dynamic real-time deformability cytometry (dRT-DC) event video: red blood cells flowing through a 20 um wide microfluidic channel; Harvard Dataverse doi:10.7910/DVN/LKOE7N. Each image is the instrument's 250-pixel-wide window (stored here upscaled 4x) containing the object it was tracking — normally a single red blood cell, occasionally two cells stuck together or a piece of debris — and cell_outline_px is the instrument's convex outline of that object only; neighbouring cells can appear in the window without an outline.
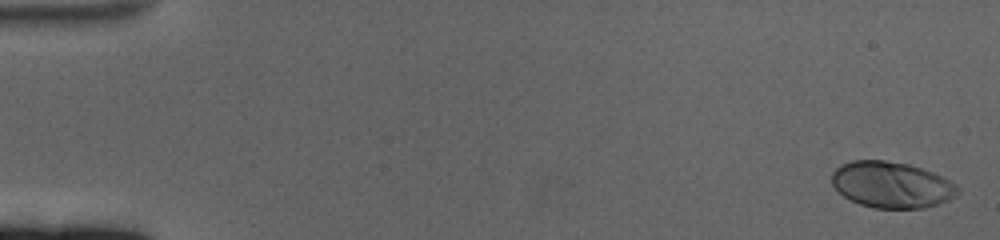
{"species": "human", "species_latin": "Homo sapiens", "temperature_condition": "cold", "stored_images_in_passage": 61, "camera_frame_rate_fps": 3000, "um_per_image_px": 0.085, "donor": {"sex": "female"}, "frame": {"image": 1, "passage_image": 2, "time_ms": 0.333, "image_size_px": [1000, 240], "cell_outline_px": [[960, 192], [956, 196], [948, 200], [924, 208], [876, 208], [860, 204], [844, 196], [832, 184], [832, 172], [840, 164], [852, 160], [884, 160], [908, 164], [932, 172], [956, 184], [960, 188]], "centroid_in_image_um": [75.79, 15.7], "position_along_channel_um": 9.2, "area_um2": 33.76}}
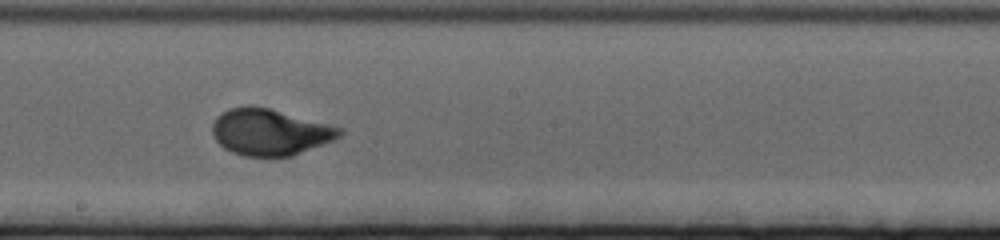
{"frame": {"image": 2, "passage_image": 35, "time_ms": 11.333, "image_size_px": [1000, 240], "cell_outline_px": [[344, 132], [336, 140], [292, 156], [244, 156], [232, 152], [224, 148], [216, 140], [212, 132], [212, 124], [216, 116], [220, 112], [228, 108], [268, 108], [344, 128]], "centroid_in_image_um": [22.97, 11.25], "position_along_channel_um": 225.2, "area_um2": 34.16}}
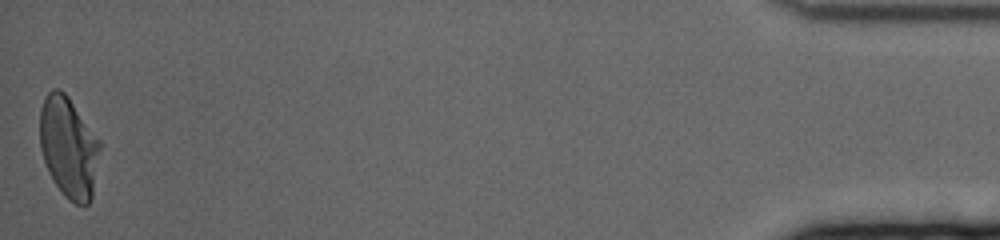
{"frame": {"image": 3, "passage_image": 61, "time_ms": 20.0, "image_size_px": [1000, 240], "cell_outline_px": [[100, 148], [92, 196], [88, 204], [76, 204], [68, 200], [64, 196], [48, 172], [40, 148], [40, 108], [48, 92], [52, 88], [60, 88], [68, 96], [100, 140]], "centroid_in_image_um": [5.82, 12.5], "position_along_channel_um": 429.4, "area_um2": 35.26}, "authors_computed_cell_mechanics": {"area_um2": 34.102, "velocity_mm_per_s": 3.348, "shape_relaxation_time_tau1_ms": 3.7102, "shape_relaxation_time_tau2_ms": null, "deformation_change_tau1": 0.1847, "deformation_change_tau2": null}}